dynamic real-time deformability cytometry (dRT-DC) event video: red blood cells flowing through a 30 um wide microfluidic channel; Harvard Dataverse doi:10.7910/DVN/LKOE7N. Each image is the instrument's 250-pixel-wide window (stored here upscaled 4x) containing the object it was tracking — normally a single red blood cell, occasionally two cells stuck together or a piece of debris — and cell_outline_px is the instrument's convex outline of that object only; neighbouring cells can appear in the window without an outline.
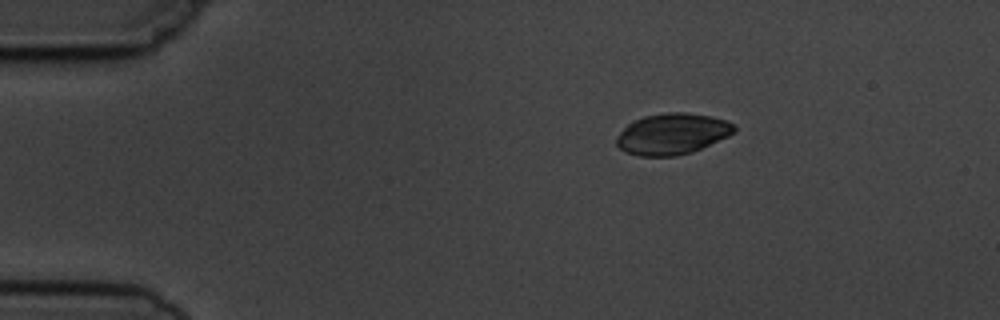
{"species": "common noctule bat (a hibernating species)", "species_latin": "Nyctalus noctula", "temperature_condition": "cold", "stored_images_in_passage": 3, "camera_frame_rate_fps": 3000, "um_per_image_px": 0.085, "animal": {"sex": "male", "body_mass_g": 19.5, "forearm_length_mm": 54.6}, "frame": {"image": 1, "passage_image": 3, "time_ms": 2.333, "image_size_px": [1000, 320], "cell_outline_px": [[736, 132], [728, 136], [692, 152], [676, 156], [640, 156], [624, 152], [616, 144], [616, 136], [628, 124], [644, 116], [668, 112], [684, 112], [712, 116], [736, 124]], "centroid_in_image_um": [57.15, 11.38], "position_along_channel_um": 27.9, "area_um2": 28.21}}